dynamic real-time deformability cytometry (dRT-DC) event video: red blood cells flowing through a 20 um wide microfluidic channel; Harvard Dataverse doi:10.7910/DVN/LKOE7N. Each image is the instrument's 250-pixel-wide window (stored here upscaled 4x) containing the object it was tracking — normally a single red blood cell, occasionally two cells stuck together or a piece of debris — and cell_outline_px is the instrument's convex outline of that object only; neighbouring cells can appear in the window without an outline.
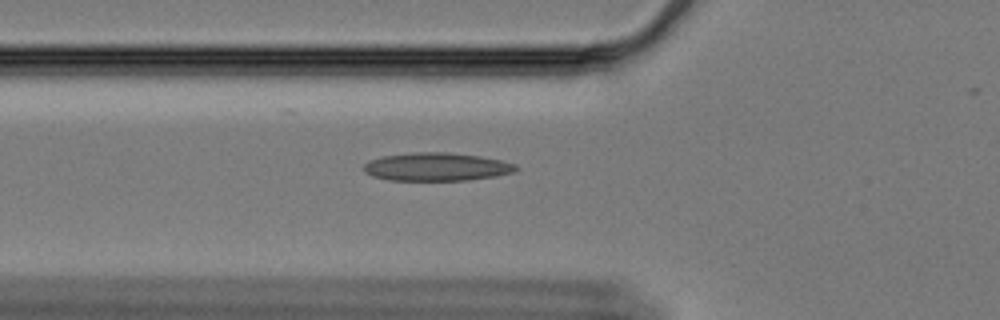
{"species": "Egyptian fruit bat (a non-hibernating species)", "species_latin": "Rousettus aegyptiacus", "temperature_condition": "cold", "stored_images_in_passage": 35, "camera_frame_rate_fps": 3000, "um_per_image_px": 0.085, "animal": {"sex": "female"}, "frame": {"image": 1, "passage_image": 2, "time_ms": 0.333, "image_size_px": [1000, 320], "cell_outline_px": [[520, 168], [512, 172], [496, 176], [468, 180], [388, 180], [372, 176], [364, 172], [364, 164], [368, 160], [384, 156], [412, 152], [448, 152], [480, 156], [500, 160], [516, 164]], "centroid_in_image_um": [37.1, 14.18], "position_along_channel_um": 88.7, "area_um2": 25.03}}
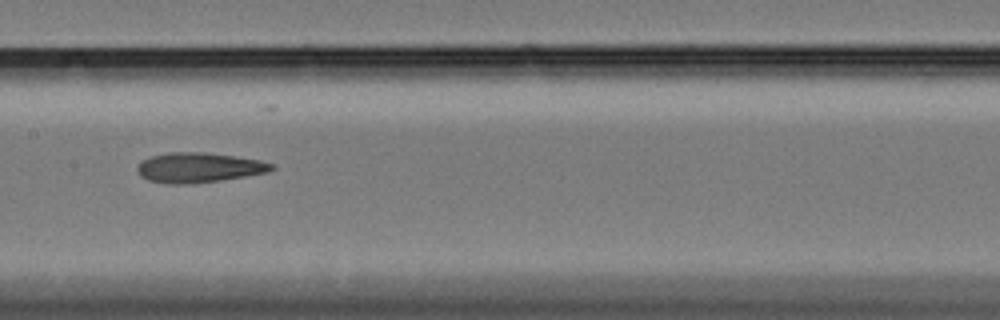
{"frame": {"image": 2, "passage_image": 11, "time_ms": 3.333, "image_size_px": [1000, 320], "cell_outline_px": [[276, 168], [268, 172], [220, 180], [188, 184], [168, 184], [148, 180], [140, 176], [136, 172], [136, 168], [140, 160], [152, 156], [172, 152], [204, 152], [260, 160], [272, 164]], "centroid_in_image_um": [16.84, 14.25], "position_along_channel_um": 190.6, "area_um2": 23.35}}
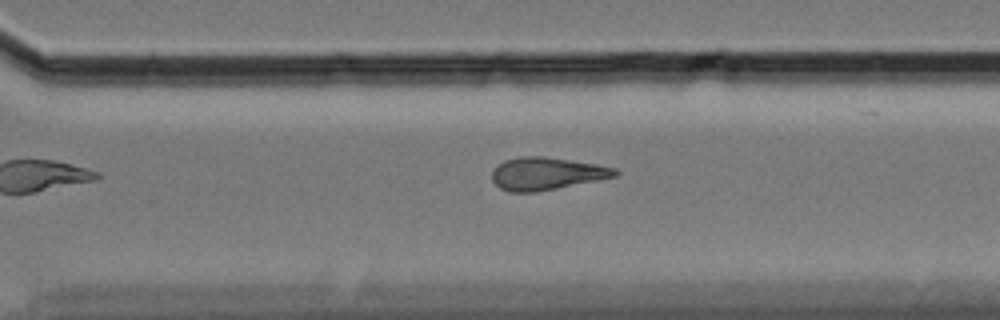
{"frame": {"image": 3, "passage_image": 23, "time_ms": 7.333, "image_size_px": [1000, 320], "cell_outline_px": [[620, 172], [616, 176], [536, 192], [508, 192], [500, 188], [492, 180], [492, 172], [504, 160], [520, 156], [544, 156], [596, 164], [616, 168]], "centroid_in_image_um": [46.44, 14.75], "position_along_channel_um": 324.2, "area_um2": 23.12}}